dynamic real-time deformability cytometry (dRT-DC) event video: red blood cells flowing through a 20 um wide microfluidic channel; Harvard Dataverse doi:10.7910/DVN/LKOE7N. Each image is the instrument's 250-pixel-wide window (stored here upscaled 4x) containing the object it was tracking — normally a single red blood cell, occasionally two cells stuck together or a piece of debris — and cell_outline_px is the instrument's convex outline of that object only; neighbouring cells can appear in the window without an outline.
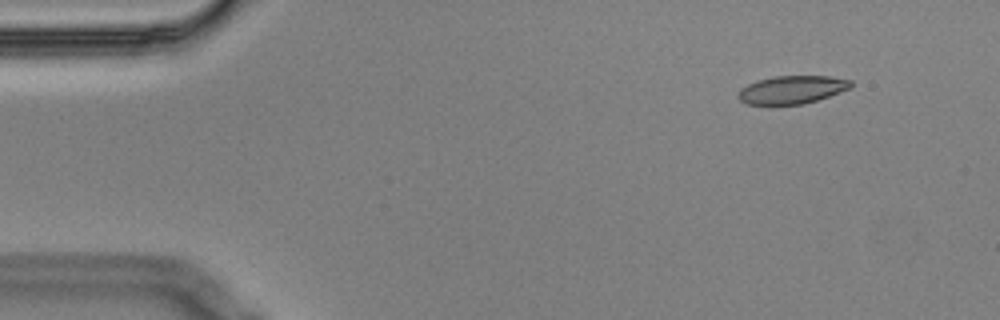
{"species": "Egyptian fruit bat (a non-hibernating species)", "species_latin": "Rousettus aegyptiacus", "temperature_condition": "cold", "stored_images_in_passage": 5, "camera_frame_rate_fps": 3000, "um_per_image_px": 0.085, "animal": {"sex": "male"}, "frame": {"image": 1, "passage_image": 2, "time_ms": 0.333, "image_size_px": [1000, 320], "cell_outline_px": [[852, 84], [848, 88], [828, 96], [804, 104], [748, 104], [740, 100], [736, 96], [740, 88], [748, 84], [760, 80], [776, 76], [832, 76], [852, 80]], "centroid_in_image_um": [67.29, 7.62], "position_along_channel_um": 17.7, "area_um2": 18.15}}
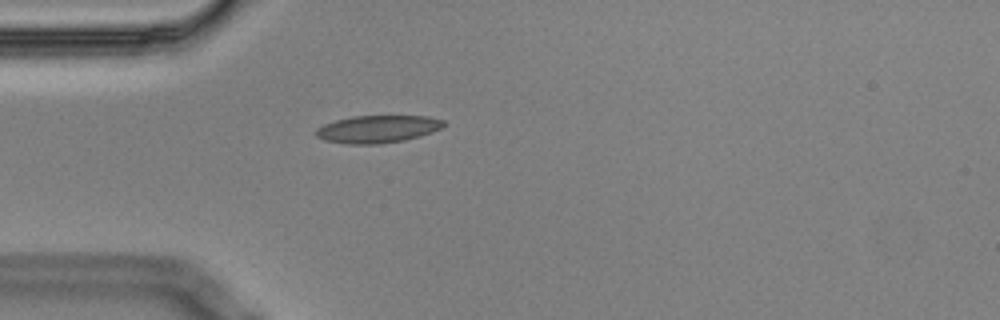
{"frame": {"image": 2, "passage_image": 5, "time_ms": 1.333, "image_size_px": [1000, 320], "cell_outline_px": [[448, 124], [432, 132], [420, 136], [404, 140], [380, 144], [348, 144], [324, 140], [316, 136], [316, 128], [324, 124], [336, 120], [352, 116], [428, 116], [444, 120]], "centroid_in_image_um": [32.11, 10.97], "position_along_channel_um": 52.9, "area_um2": 20.52}}